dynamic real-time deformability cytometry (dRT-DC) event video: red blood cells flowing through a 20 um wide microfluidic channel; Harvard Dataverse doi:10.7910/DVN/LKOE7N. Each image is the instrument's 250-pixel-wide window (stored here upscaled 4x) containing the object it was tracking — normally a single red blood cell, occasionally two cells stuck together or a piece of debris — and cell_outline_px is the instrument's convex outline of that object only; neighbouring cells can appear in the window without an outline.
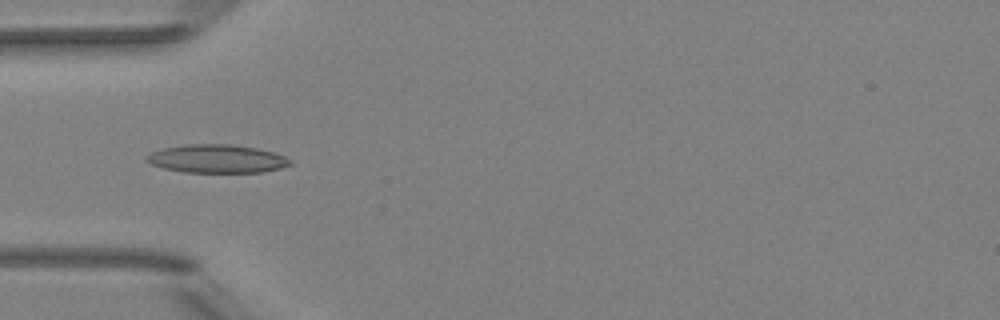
{"species": "Egyptian fruit bat (a non-hibernating species)", "species_latin": "Rousettus aegyptiacus", "temperature_condition": "room temperature", "stored_images_in_passage": 36, "camera_frame_rate_fps": 3000, "um_per_image_px": 0.085, "animal": {"sex": "female"}, "frame": {"image": 1, "passage_image": 1, "time_ms": 0.0, "image_size_px": [1000, 320], "cell_outline_px": [[292, 164], [280, 168], [264, 172], [184, 172], [164, 168], [152, 164], [144, 160], [144, 156], [152, 152], [164, 148], [188, 144], [232, 144], [256, 148], [272, 152], [284, 156], [292, 160]], "centroid_in_image_um": [18.43, 13.49], "position_along_channel_um": 66.6, "area_um2": 23.64}}
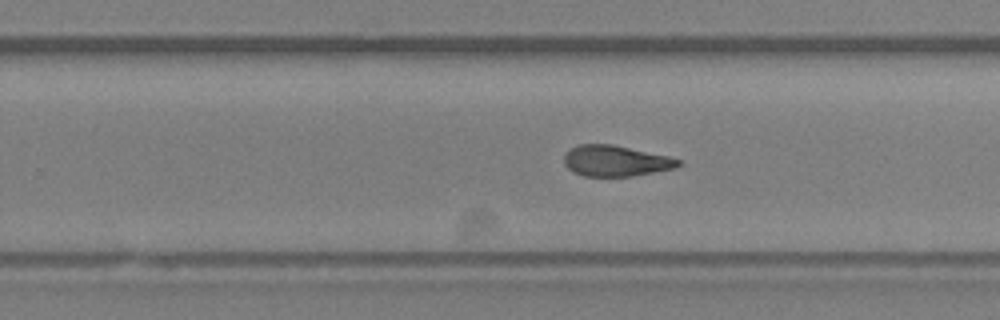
{"frame": {"image": 2, "passage_image": 17, "time_ms": 5.333, "image_size_px": [1000, 320], "cell_outline_px": [[680, 164], [676, 168], [632, 176], [584, 176], [572, 172], [564, 164], [564, 156], [572, 148], [580, 144], [612, 144], [668, 156], [680, 160]], "centroid_in_image_um": [52.32, 13.68], "position_along_channel_um": 277.5, "area_um2": 20.4}}
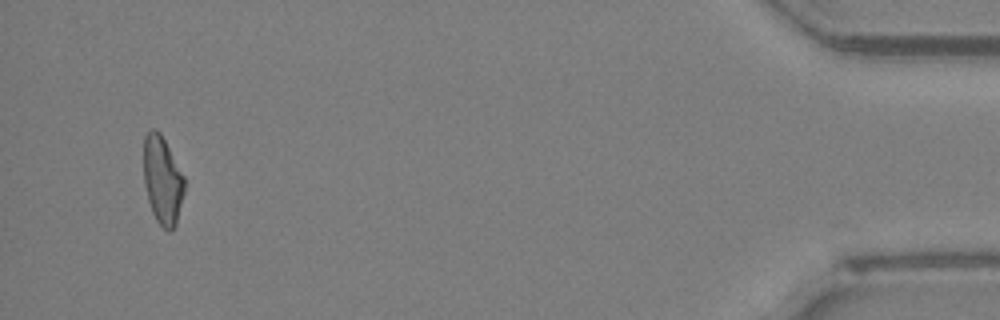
{"frame": {"image": 3, "passage_image": 34, "time_ms": 11.0, "image_size_px": [1000, 320], "cell_outline_px": [[184, 192], [176, 224], [168, 232], [156, 220], [152, 212], [148, 200], [144, 184], [144, 136], [152, 128], [156, 128], [160, 132], [184, 176]], "centroid_in_image_um": [13.8, 15.3], "position_along_channel_um": 421.4, "area_um2": 20.75}, "authors_computed_cell_mechanics": {"area_um2": 21.2704, "velocity_mm_per_s": 3.9837, "shape_relaxation_time_tau1_ms": null, "shape_relaxation_time_tau2_ms": 2.7592, "deformation_change_tau1": null, "deformation_change_tau2": 0.1044}}